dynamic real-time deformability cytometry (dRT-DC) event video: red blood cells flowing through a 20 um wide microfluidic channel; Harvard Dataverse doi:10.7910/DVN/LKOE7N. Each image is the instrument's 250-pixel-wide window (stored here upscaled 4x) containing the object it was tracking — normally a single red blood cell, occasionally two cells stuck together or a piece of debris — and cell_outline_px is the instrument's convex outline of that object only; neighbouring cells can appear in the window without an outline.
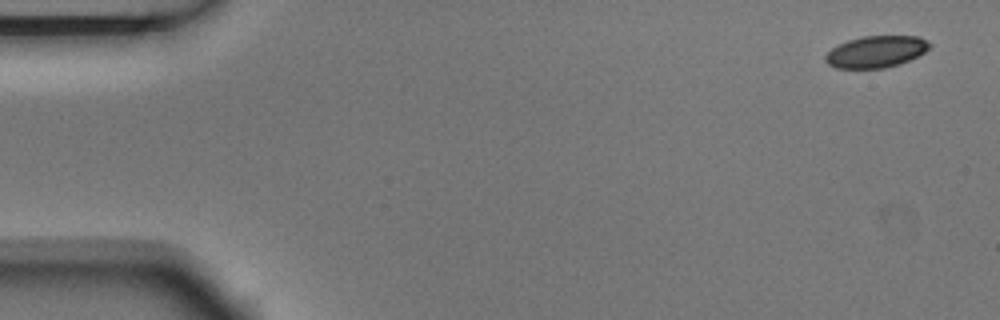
{"species": "Egyptian fruit bat (a non-hibernating species)", "species_latin": "Rousettus aegyptiacus", "temperature_condition": "room temperature", "stored_images_in_passage": 3, "camera_frame_rate_fps": 3000, "um_per_image_px": 0.085, "animal": {"sex": "male"}, "frame": {"image": 1, "passage_image": 1, "time_ms": 0.0, "image_size_px": [1000, 320], "cell_outline_px": [[932, 44], [924, 52], [900, 64], [884, 68], [836, 68], [828, 64], [824, 60], [824, 56], [832, 48], [848, 40], [864, 36], [920, 36]], "centroid_in_image_um": [74.46, 4.39], "position_along_channel_um": 10.5, "area_um2": 19.13}}